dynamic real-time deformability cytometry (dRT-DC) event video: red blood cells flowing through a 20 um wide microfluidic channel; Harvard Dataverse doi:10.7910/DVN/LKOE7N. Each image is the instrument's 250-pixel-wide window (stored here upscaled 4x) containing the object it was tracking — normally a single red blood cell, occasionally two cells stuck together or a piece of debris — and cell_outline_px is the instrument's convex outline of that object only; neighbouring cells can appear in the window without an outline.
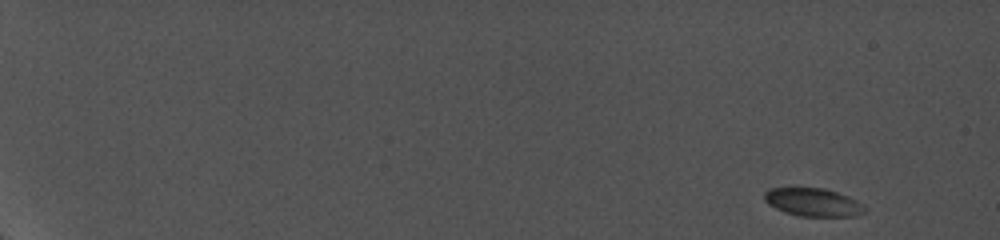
{"species": "common noctule bat (a hibernating species)", "species_latin": "Nyctalus noctula", "temperature_condition": "cold", "stored_images_in_passage": 66, "camera_frame_rate_fps": 5000, "um_per_image_px": 0.085, "animal": {"sex": "female", "body_mass_g": 19.0, "forearm_length_mm": 56.7}, "frame": {"image": 1, "passage_image": 1, "time_ms": 0.0, "image_size_px": [1000, 240], "cell_outline_px": [[868, 208], [864, 212], [856, 216], [796, 216], [784, 212], [768, 204], [764, 200], [764, 192], [768, 188], [824, 188], [848, 196], [864, 204]], "centroid_in_image_um": [69.12, 17.19], "position_along_channel_um": 15.9, "area_um2": 16.59}}
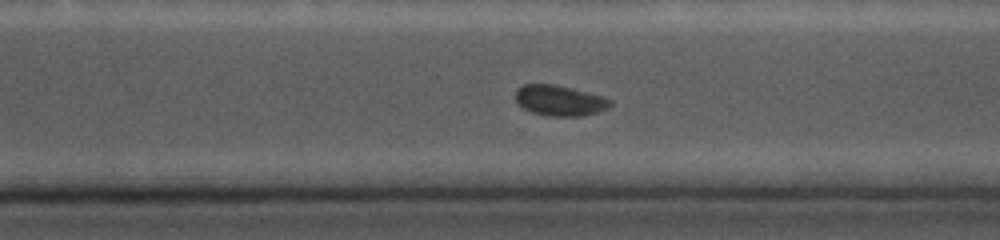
{"frame": {"image": 2, "passage_image": 54, "time_ms": 14.0, "image_size_px": [1000, 240], "cell_outline_px": [[612, 104], [608, 108], [600, 112], [580, 116], [548, 116], [532, 112], [524, 108], [516, 100], [516, 88], [524, 84], [556, 84], [572, 88], [600, 96], [612, 100]], "centroid_in_image_um": [47.57, 8.54], "position_along_channel_um": 323.0, "area_um2": 16.82}}
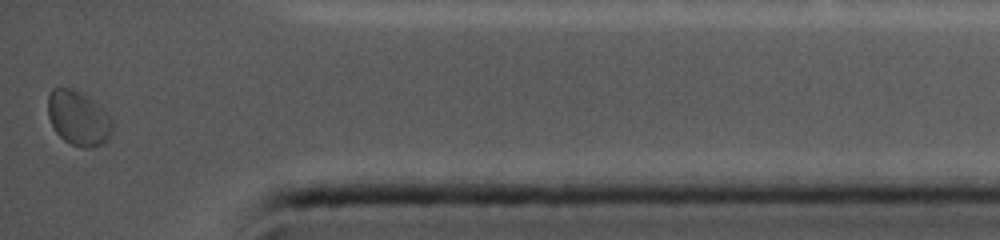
{"frame": {"image": 3, "passage_image": 66, "time_ms": 17.0, "image_size_px": [1000, 240], "cell_outline_px": [[112, 132], [108, 140], [92, 148], [84, 148], [72, 144], [64, 140], [56, 132], [48, 116], [48, 96], [52, 88], [72, 88], [80, 92], [92, 100], [112, 120]], "centroid_in_image_um": [6.64, 10.06], "position_along_channel_um": 428.6, "area_um2": 20.23}}